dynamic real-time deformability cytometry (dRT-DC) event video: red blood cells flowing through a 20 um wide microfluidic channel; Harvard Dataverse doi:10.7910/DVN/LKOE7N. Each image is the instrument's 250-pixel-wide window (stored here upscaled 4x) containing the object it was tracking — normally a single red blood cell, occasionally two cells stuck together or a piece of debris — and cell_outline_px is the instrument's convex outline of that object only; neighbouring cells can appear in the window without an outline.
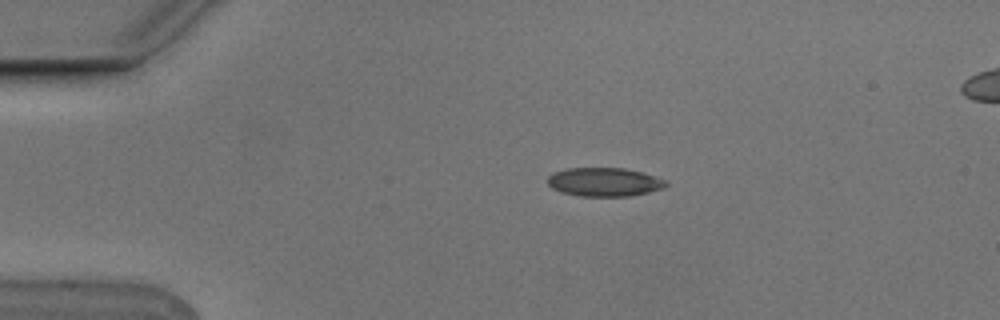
{"species": "Egyptian fruit bat (a non-hibernating species)", "species_latin": "Rousettus aegyptiacus", "temperature_condition": "cold", "stored_images_in_passage": 5, "camera_frame_rate_fps": 3000, "um_per_image_px": 0.085, "animal": {"sex": "male"}, "frame": {"image": 1, "passage_image": 2, "time_ms": 0.333, "image_size_px": [1000, 320], "cell_outline_px": [[668, 184], [664, 188], [632, 196], [580, 196], [564, 192], [552, 188], [548, 184], [548, 176], [552, 172], [568, 168], [624, 168], [640, 172], [668, 180]], "centroid_in_image_um": [51.38, 15.47], "position_along_channel_um": 33.6, "area_um2": 19.77}}